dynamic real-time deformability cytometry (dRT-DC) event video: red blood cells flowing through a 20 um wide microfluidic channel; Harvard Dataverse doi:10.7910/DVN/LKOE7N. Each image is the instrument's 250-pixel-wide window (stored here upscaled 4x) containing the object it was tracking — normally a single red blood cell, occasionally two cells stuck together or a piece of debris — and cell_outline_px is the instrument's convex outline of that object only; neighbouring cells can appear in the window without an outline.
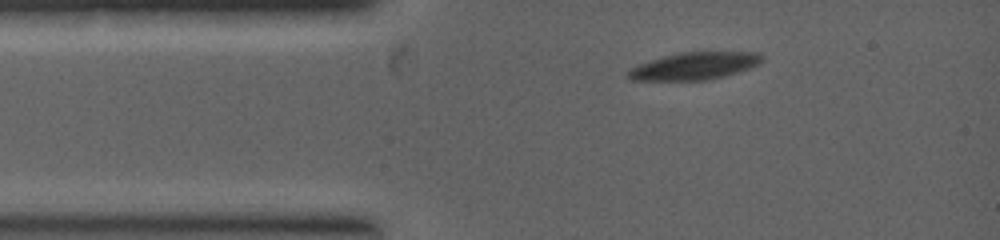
{"species": "common noctule bat (a hibernating species)", "species_latin": "Nyctalus noctula", "temperature_condition": "warm", "stored_images_in_passage": 6, "camera_frame_rate_fps": 5000, "um_per_image_px": 0.085, "animal": {"sex": "female", "body_mass_g": 19.0, "forearm_length_mm": 53.3}, "frame": {"image": 1, "passage_image": 1, "time_ms": 0.0, "image_size_px": [1000, 240], "cell_outline_px": [[764, 60], [760, 64], [724, 76], [708, 80], [632, 80], [628, 76], [628, 72], [632, 68], [640, 64], [664, 56], [680, 52], [756, 52]], "centroid_in_image_um": [59.05, 5.61], "position_along_channel_um": 25.9, "area_um2": 20.92}}
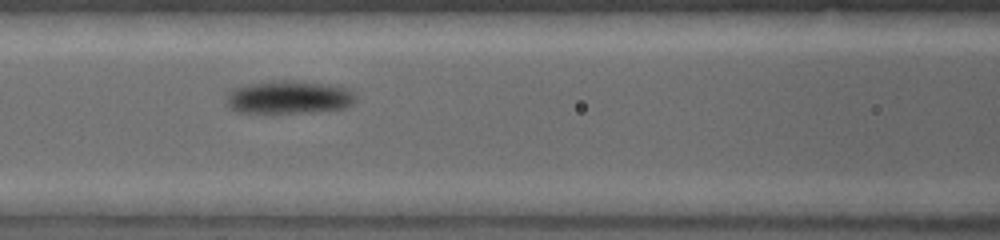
{"frame": {"image": 2, "passage_image": 5, "time_ms": 2.2, "image_size_px": [1000, 240], "cell_outline_px": [[356, 100], [348, 108], [320, 112], [272, 116], [264, 116], [236, 112], [228, 108], [224, 104], [228, 92], [232, 88], [244, 84], [272, 80], [304, 80], [328, 84], [348, 88], [356, 96]], "centroid_in_image_um": [24.48, 8.32], "position_along_channel_um": 142.1, "area_um2": 27.05}}
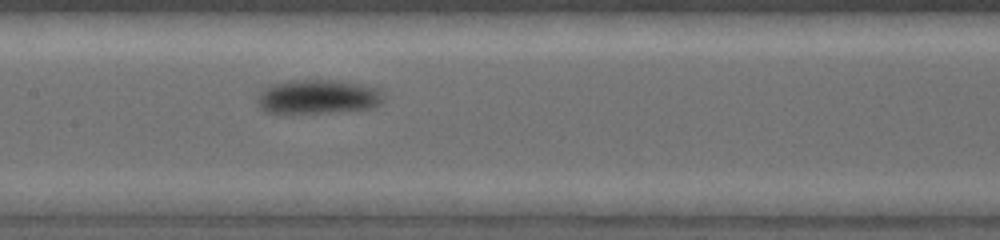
{"frame": {"image": 3, "passage_image": 6, "time_ms": 2.8, "image_size_px": [1000, 240], "cell_outline_px": [[384, 100], [380, 104], [372, 108], [292, 116], [264, 112], [260, 108], [256, 100], [256, 96], [264, 88], [272, 84], [288, 80], [332, 80], [360, 84], [380, 88]], "centroid_in_image_um": [26.95, 8.27], "position_along_channel_um": 180.5, "area_um2": 26.13}}